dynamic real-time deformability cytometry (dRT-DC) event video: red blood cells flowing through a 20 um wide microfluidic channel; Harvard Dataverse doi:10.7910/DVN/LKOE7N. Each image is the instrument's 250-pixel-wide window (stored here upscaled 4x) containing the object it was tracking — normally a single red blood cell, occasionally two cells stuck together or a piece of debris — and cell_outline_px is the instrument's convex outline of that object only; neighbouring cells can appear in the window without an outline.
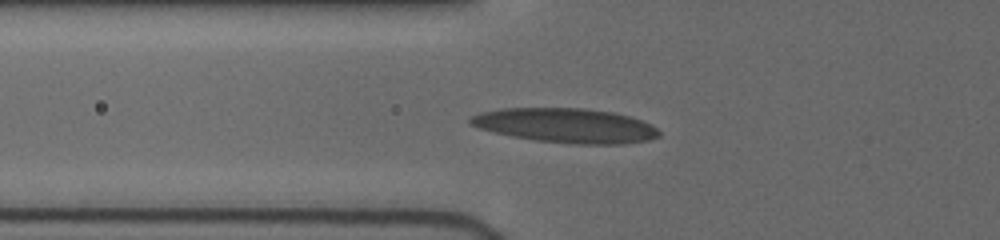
{"species": "human", "species_latin": "Homo sapiens", "temperature_condition": "cold", "stored_images_in_passage": 37, "camera_frame_rate_fps": 3000, "um_per_image_px": 0.085, "donor": {"sex": "female"}, "frame": {"image": 1, "passage_image": 3, "time_ms": 1.333, "image_size_px": [1000, 240], "cell_outline_px": [[660, 136], [648, 140], [620, 144], [572, 144], [536, 140], [512, 136], [492, 132], [468, 124], [468, 116], [480, 112], [500, 108], [584, 108], [612, 112], [628, 116], [652, 124], [660, 132]], "centroid_in_image_um": [48.05, 10.66], "position_along_channel_um": 77.8, "area_um2": 38.09}}
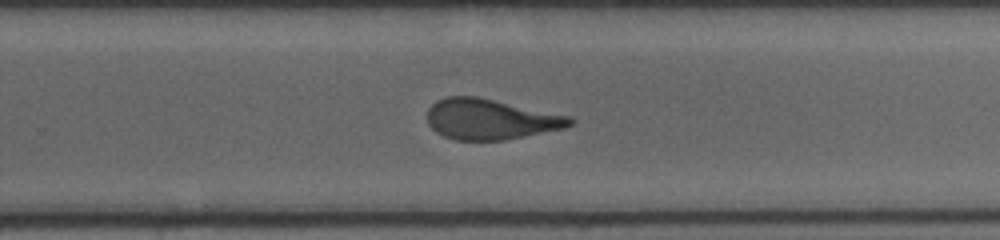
{"frame": {"image": 2, "passage_image": 15, "time_ms": 6.667, "image_size_px": [1000, 240], "cell_outline_px": [[576, 120], [572, 124], [564, 128], [504, 140], [456, 140], [444, 136], [436, 132], [428, 124], [428, 108], [436, 100], [448, 96], [476, 96], [572, 116]], "centroid_in_image_um": [41.7, 10.13], "position_along_channel_um": 288.1, "area_um2": 33.7}}
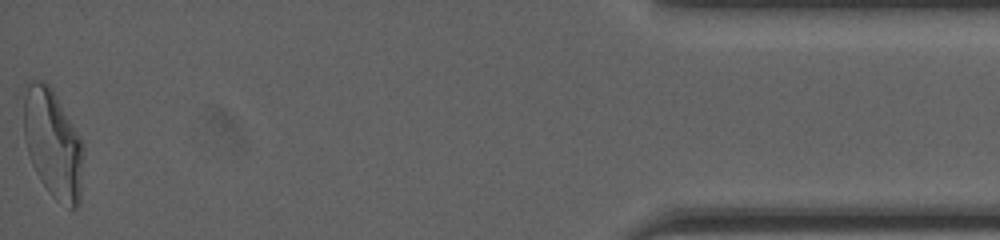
{"frame": {"image": 3, "passage_image": 36, "time_ms": 12.0, "image_size_px": [1000, 240], "cell_outline_px": [[84, 148], [80, 204], [76, 208], [68, 208], [56, 200], [48, 192], [40, 180], [32, 164], [28, 152], [24, 136], [24, 96], [28, 84], [32, 80], [44, 80], [52, 88], [80, 136], [84, 144]], "centroid_in_image_um": [4.53, 12.24], "position_along_channel_um": 430.7, "area_um2": 38.03}, "authors_computed_cell_mechanics": {"area_um2": 35.0268, "velocity_mm_per_s": 3.9706, "shape_relaxation_time_tau1_ms": 4.7653, "shape_relaxation_time_tau2_ms": 1.1908, "deformation_change_tau1": 0.1996, "deformation_change_tau2": 0.0842}}